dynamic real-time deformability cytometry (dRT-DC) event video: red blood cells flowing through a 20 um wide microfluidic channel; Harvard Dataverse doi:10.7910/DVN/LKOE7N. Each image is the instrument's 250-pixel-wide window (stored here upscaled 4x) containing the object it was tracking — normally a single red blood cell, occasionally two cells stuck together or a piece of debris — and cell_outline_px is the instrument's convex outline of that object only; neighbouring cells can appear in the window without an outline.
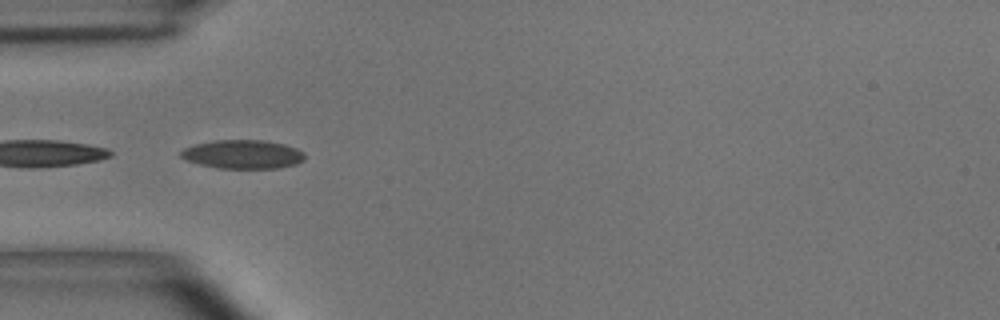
{"species": "common noctule bat (a hibernating species)", "species_latin": "Nyctalus noctula", "temperature_condition": "room temperature", "stored_images_in_passage": 12, "camera_frame_rate_fps": 3000, "um_per_image_px": 0.085, "animal": {"sex": "male", "body_mass_g": 15.6}, "frame": {"image": 1, "passage_image": 4, "time_ms": 1.0, "image_size_px": [1000, 320], "cell_outline_px": [[304, 160], [296, 164], [280, 168], [220, 168], [200, 164], [188, 160], [180, 156], [180, 152], [184, 148], [196, 144], [212, 140], [264, 140], [284, 144], [296, 148], [304, 152]], "centroid_in_image_um": [20.66, 13.11], "position_along_channel_um": 64.3, "area_um2": 20.69}}